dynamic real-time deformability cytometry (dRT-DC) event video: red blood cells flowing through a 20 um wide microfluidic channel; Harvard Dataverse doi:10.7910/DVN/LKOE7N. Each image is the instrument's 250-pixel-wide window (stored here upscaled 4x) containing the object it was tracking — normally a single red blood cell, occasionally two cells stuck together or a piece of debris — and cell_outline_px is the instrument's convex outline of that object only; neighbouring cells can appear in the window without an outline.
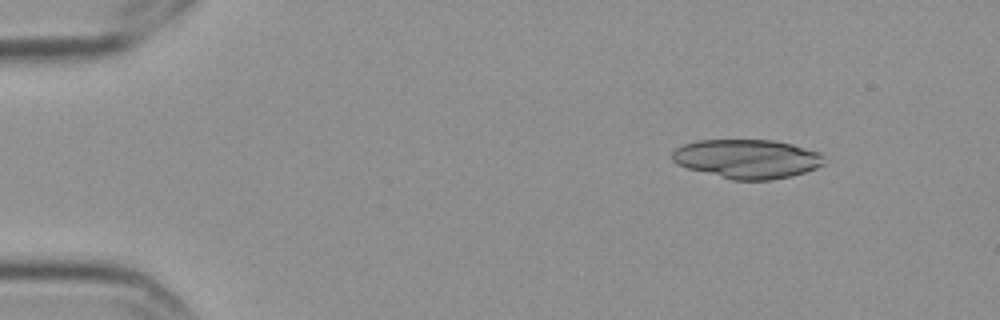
{"species": "Egyptian fruit bat (a non-hibernating species)", "species_latin": "Rousettus aegyptiacus", "temperature_condition": "cold", "stored_images_in_passage": 7, "camera_frame_rate_fps": 3000, "um_per_image_px": 0.085, "frame": {"image": 1, "passage_image": 3, "time_ms": 0.667, "image_size_px": [1000, 320], "cell_outline_px": [[824, 164], [816, 168], [792, 176], [772, 180], [732, 180], [688, 168], [676, 164], [672, 160], [672, 152], [676, 148], [684, 144], [700, 140], [772, 140], [792, 144], [820, 152], [824, 156]], "centroid_in_image_um": [63.52, 13.5], "position_along_channel_um": 21.5, "area_um2": 34.62}}